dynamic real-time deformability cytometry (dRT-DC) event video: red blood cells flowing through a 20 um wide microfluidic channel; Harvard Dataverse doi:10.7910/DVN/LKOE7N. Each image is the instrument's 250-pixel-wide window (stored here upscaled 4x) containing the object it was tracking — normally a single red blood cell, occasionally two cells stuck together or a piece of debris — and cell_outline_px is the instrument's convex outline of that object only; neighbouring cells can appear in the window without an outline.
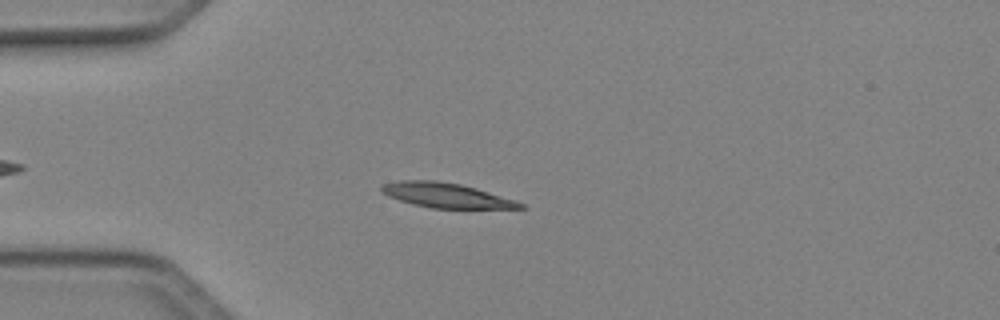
{"species": "Egyptian fruit bat (a non-hibernating species)", "species_latin": "Rousettus aegyptiacus", "temperature_condition": "cold", "stored_images_in_passage": 42, "camera_frame_rate_fps": 3000, "um_per_image_px": 0.085, "animal": {"sex": "female"}, "frame": {"image": 1, "passage_image": 6, "time_ms": 1.667, "image_size_px": [1000, 320], "cell_outline_px": [[528, 208], [432, 208], [400, 200], [388, 196], [380, 188], [380, 184], [400, 180], [436, 180], [460, 184], [476, 188], [516, 200], [524, 204]], "centroid_in_image_um": [37.94, 16.59], "position_along_channel_um": 47.1, "area_um2": 19.83}}
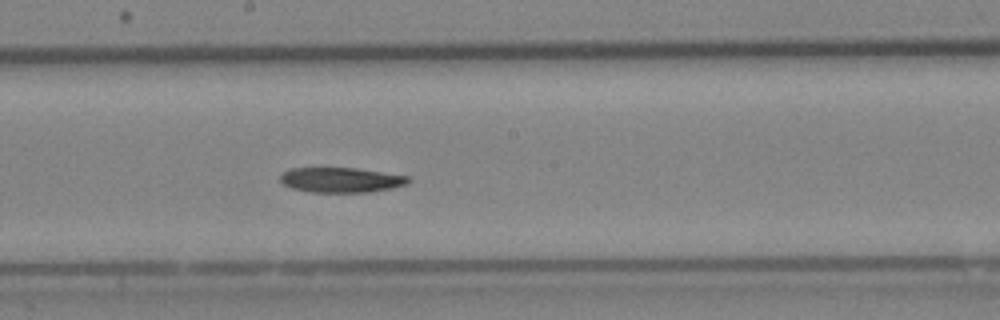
{"frame": {"image": 2, "passage_image": 20, "time_ms": 6.333, "image_size_px": [1000, 320], "cell_outline_px": [[412, 180], [408, 184], [392, 188], [368, 192], [312, 192], [292, 188], [284, 184], [280, 180], [280, 176], [284, 172], [292, 168], [356, 168], [408, 176]], "centroid_in_image_um": [29.02, 15.29], "position_along_channel_um": 219.2, "area_um2": 18.55}}
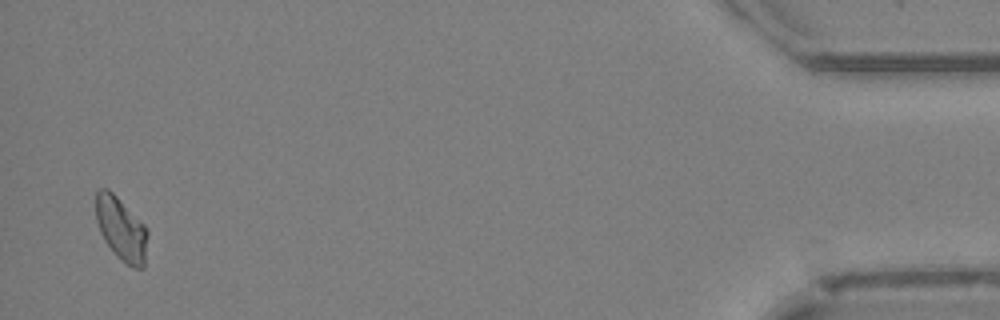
{"frame": {"image": 3, "passage_image": 41, "time_ms": 13.333, "image_size_px": [1000, 320], "cell_outline_px": [[148, 236], [144, 268], [132, 268], [120, 260], [116, 256], [104, 240], [100, 232], [96, 220], [96, 192], [100, 188], [108, 188], [148, 228]], "centroid_in_image_um": [10.31, 19.48], "position_along_channel_um": 424.9, "area_um2": 19.25}}